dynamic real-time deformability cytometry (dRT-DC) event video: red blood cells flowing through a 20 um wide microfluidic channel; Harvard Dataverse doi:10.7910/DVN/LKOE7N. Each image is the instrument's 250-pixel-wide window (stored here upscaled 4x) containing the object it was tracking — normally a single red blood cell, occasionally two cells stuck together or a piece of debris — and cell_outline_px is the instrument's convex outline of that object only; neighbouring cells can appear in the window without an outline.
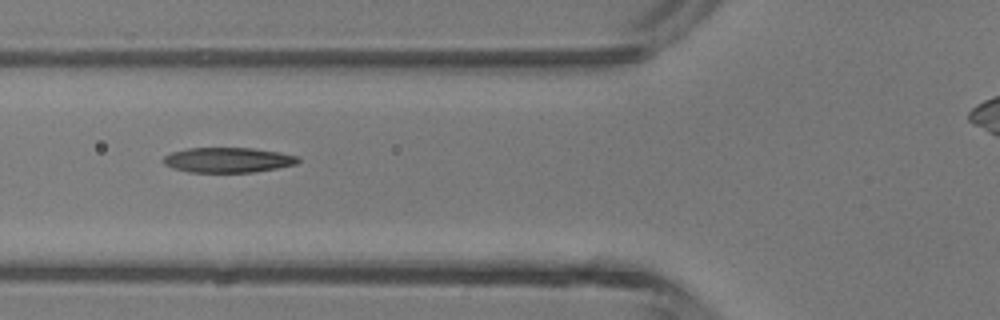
{"species": "common noctule bat (a hibernating species)", "species_latin": "Nyctalus noctula", "temperature_condition": "room temperature", "stored_images_in_passage": 5, "camera_frame_rate_fps": 3000, "um_per_image_px": 0.085, "animal": {"sex": "male", "body_mass_g": 13.3}, "frame": {"image": 1, "passage_image": 5, "time_ms": 5.333, "image_size_px": [1000, 320], "cell_outline_px": [[300, 160], [296, 164], [276, 168], [252, 172], [188, 172], [172, 168], [164, 164], [160, 160], [164, 156], [172, 152], [188, 148], [252, 148], [280, 152], [296, 156]], "centroid_in_image_um": [19.32, 13.6], "position_along_channel_um": 106.5, "area_um2": 19.65}}